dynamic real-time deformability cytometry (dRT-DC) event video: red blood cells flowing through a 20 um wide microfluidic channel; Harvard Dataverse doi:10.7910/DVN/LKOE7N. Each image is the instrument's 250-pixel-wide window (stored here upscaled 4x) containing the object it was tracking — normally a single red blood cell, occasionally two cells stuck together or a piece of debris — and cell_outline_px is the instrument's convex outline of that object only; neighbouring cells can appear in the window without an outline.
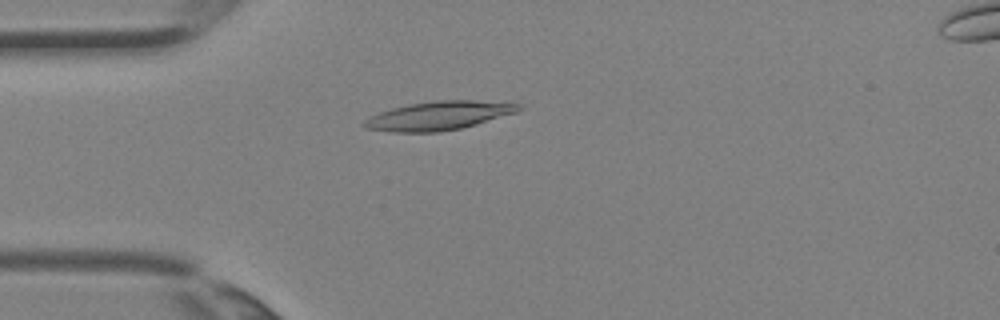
{"species": "Egyptian fruit bat (a non-hibernating species)", "species_latin": "Rousettus aegyptiacus", "temperature_condition": "room temperature", "stored_images_in_passage": 1, "camera_frame_rate_fps": 3000, "um_per_image_px": 0.085, "animal": {"sex": "female"}, "frame": {"image": 1, "passage_image": 1, "time_ms": 0.0, "image_size_px": [1000, 320], "cell_outline_px": [[524, 108], [516, 112], [476, 124], [460, 128], [440, 132], [392, 132], [364, 128], [360, 124], [368, 116], [392, 108], [408, 104], [436, 100], [472, 100], [524, 104]], "centroid_in_image_um": [37.25, 9.83], "position_along_channel_um": 47.7, "area_um2": 25.95}}